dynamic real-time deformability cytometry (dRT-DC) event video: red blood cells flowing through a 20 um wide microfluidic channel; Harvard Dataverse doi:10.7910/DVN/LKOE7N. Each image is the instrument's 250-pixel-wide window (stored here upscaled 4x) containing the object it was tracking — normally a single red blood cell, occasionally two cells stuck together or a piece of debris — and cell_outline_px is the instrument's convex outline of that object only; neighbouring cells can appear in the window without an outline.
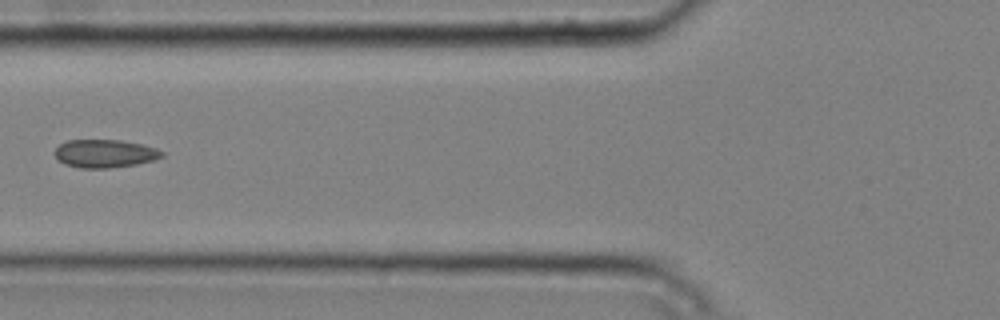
{"species": "common noctule bat (a hibernating species)", "species_latin": "Nyctalus noctula", "temperature_condition": "cold", "stored_images_in_passage": 7, "camera_frame_rate_fps": 3000, "um_per_image_px": 0.085, "animal": {"sex": "male", "body_mass_g": 20.4}, "frame": {"image": 1, "passage_image": 6, "time_ms": 1.667, "image_size_px": [1000, 320], "cell_outline_px": [[164, 156], [152, 160], [136, 164], [112, 168], [80, 168], [64, 164], [56, 156], [56, 148], [60, 144], [68, 140], [120, 140], [140, 144], [156, 148], [164, 152]], "centroid_in_image_um": [8.92, 13.05], "position_along_channel_um": 116.9, "area_um2": 17.4}}
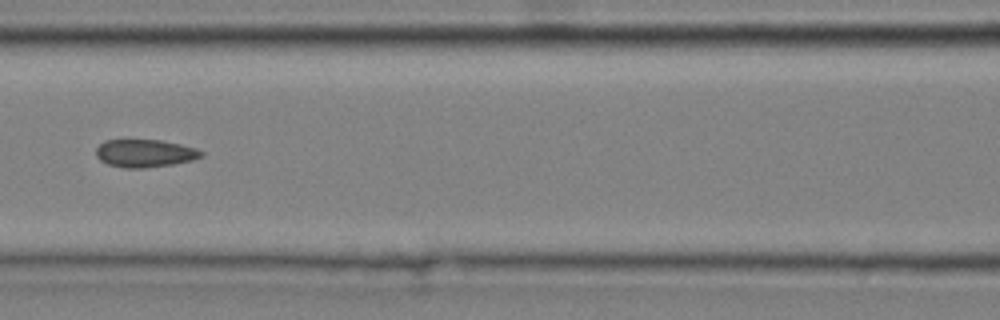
{"frame": {"image": 2, "passage_image": 7, "time_ms": 2.0, "image_size_px": [1000, 320], "cell_outline_px": [[204, 156], [192, 160], [172, 164], [144, 168], [124, 168], [108, 164], [100, 160], [96, 156], [96, 148], [104, 140], [160, 140], [180, 144], [196, 148], [204, 152]], "centroid_in_image_um": [12.32, 13.03], "position_along_channel_um": 154.3, "area_um2": 17.05}}